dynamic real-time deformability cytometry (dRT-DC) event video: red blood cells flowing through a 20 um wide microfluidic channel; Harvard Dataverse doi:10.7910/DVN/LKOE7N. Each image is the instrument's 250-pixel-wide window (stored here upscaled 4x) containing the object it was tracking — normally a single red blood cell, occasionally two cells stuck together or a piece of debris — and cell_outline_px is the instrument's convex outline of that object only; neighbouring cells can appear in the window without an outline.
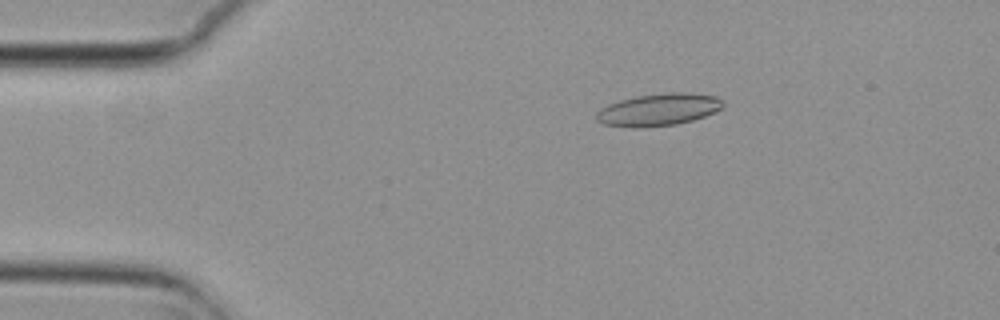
{"species": "common noctule bat (a hibernating species)", "species_latin": "Nyctalus noctula", "temperature_condition": "cold", "stored_images_in_passage": 55, "camera_frame_rate_fps": 3000, "um_per_image_px": 0.085, "animal": {"sex": "female", "body_mass_g": 29.2, "forearm_length_mm": 56.3}, "frame": {"image": 1, "passage_image": 10, "time_ms": 3.0, "image_size_px": [1000, 320], "cell_outline_px": [[724, 108], [704, 116], [692, 120], [676, 124], [640, 128], [636, 128], [604, 124], [596, 120], [596, 112], [600, 108], [608, 104], [620, 100], [636, 96], [664, 92], [688, 92], [716, 96], [724, 100]], "centroid_in_image_um": [55.99, 9.31], "position_along_channel_um": 29.0, "area_um2": 24.04}}
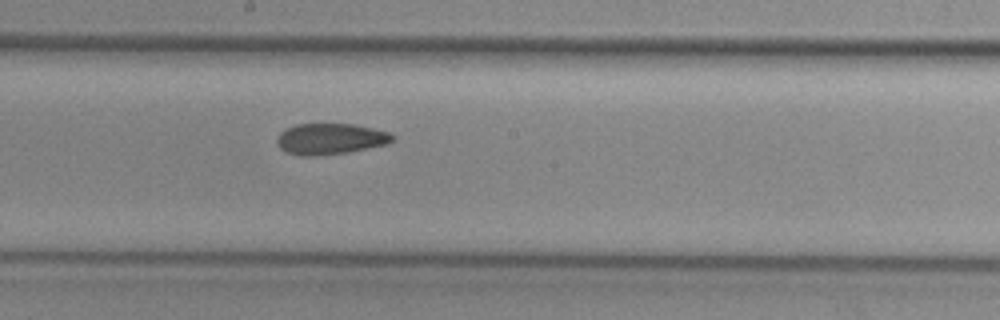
{"frame": {"image": 2, "passage_image": 30, "time_ms": 9.667, "image_size_px": [1000, 320], "cell_outline_px": [[396, 136], [388, 144], [348, 152], [312, 156], [304, 156], [288, 152], [280, 148], [276, 144], [276, 136], [280, 132], [296, 124], [352, 124], [372, 128], [388, 132]], "centroid_in_image_um": [28.07, 11.8], "position_along_channel_um": 220.1, "area_um2": 20.81}}
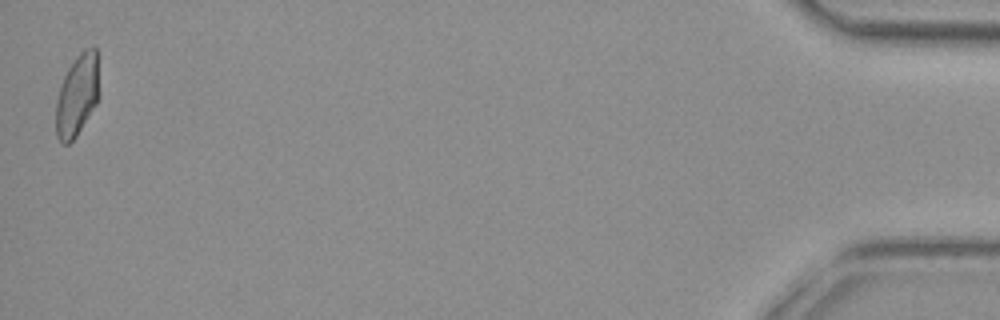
{"frame": {"image": 3, "passage_image": 55, "time_ms": 18.0, "image_size_px": [1000, 320], "cell_outline_px": [[100, 96], [96, 104], [76, 136], [68, 144], [60, 144], [56, 136], [56, 100], [60, 84], [68, 68], [76, 56], [84, 48], [96, 48], [100, 92]], "centroid_in_image_um": [6.56, 8.1], "position_along_channel_um": 428.6, "area_um2": 20.87}, "authors_computed_cell_mechanics": {"area_um2": 21.675, "velocity_mm_per_s": 3.7056, "shape_relaxation_time_tau1_ms": null, "shape_relaxation_time_tau2_ms": 3.0684, "deformation_change_tau1": null, "deformation_change_tau2": 0.0839}}